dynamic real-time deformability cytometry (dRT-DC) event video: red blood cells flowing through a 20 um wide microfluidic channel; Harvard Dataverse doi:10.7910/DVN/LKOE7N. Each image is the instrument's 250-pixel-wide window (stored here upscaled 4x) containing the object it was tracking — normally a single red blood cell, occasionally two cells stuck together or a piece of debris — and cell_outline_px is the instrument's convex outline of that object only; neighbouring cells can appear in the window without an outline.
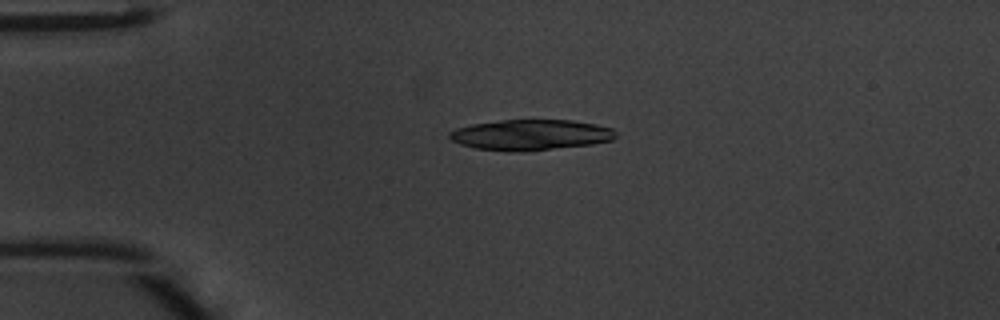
{"species": "common noctule bat (a hibernating species)", "species_latin": "Nyctalus noctula", "temperature_condition": "warm", "stored_images_in_passage": 47, "camera_frame_rate_fps": 3000, "um_per_image_px": 0.085, "animal": {"sex": "male", "body_mass_g": 20.1, "forearm_length_mm": 53.5}, "frame": {"image": 1, "passage_image": 11, "time_ms": 3.333, "image_size_px": [1000, 320], "cell_outline_px": [[616, 136], [612, 140], [592, 144], [552, 148], [476, 148], [460, 144], [452, 140], [448, 136], [448, 132], [456, 128], [472, 124], [500, 120], [572, 120], [596, 124], [612, 128], [616, 132]], "centroid_in_image_um": [45.14, 11.4], "position_along_channel_um": 39.9, "area_um2": 28.38}}